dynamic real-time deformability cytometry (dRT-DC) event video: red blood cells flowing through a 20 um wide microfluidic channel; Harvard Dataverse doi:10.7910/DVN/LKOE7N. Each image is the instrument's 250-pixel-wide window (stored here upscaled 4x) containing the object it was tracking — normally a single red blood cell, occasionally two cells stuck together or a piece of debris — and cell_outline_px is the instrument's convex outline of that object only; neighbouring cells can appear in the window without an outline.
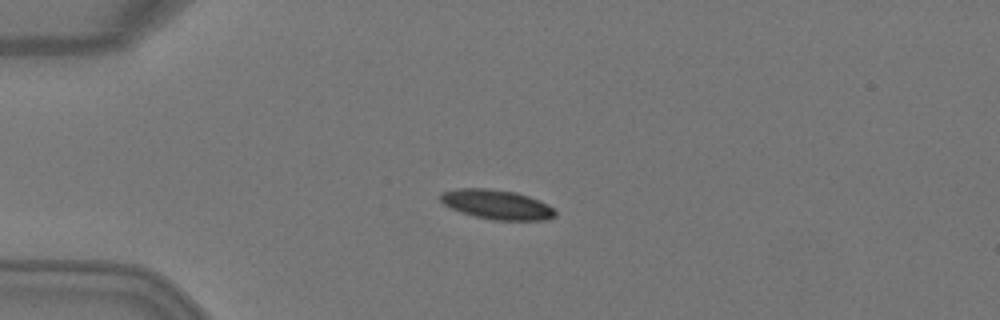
{"species": "Egyptian fruit bat (a non-hibernating species)", "species_latin": "Rousettus aegyptiacus", "temperature_condition": "warm", "stored_images_in_passage": 2, "camera_frame_rate_fps": 3000, "um_per_image_px": 0.085, "animal": {"sex": "female"}, "frame": {"image": 1, "passage_image": 2, "time_ms": 0.333, "image_size_px": [1000, 320], "cell_outline_px": [[556, 216], [544, 220], [492, 220], [460, 212], [444, 204], [440, 200], [440, 192], [456, 188], [484, 188], [516, 192], [540, 200], [548, 204], [556, 212]], "centroid_in_image_um": [42.22, 17.38], "position_along_channel_um": 42.8, "area_um2": 19.77}}